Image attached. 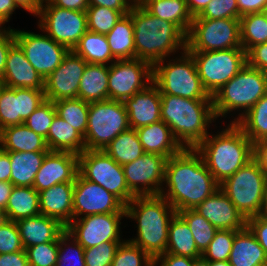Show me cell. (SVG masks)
<instances>
[{
  "label": "cell",
  "mask_w": 267,
  "mask_h": 266,
  "mask_svg": "<svg viewBox=\"0 0 267 266\" xmlns=\"http://www.w3.org/2000/svg\"><path fill=\"white\" fill-rule=\"evenodd\" d=\"M164 182L168 189H162L160 195L176 212L195 209L220 188L201 155L195 149L188 148L168 158Z\"/></svg>",
  "instance_id": "6da1fadb"
},
{
  "label": "cell",
  "mask_w": 267,
  "mask_h": 266,
  "mask_svg": "<svg viewBox=\"0 0 267 266\" xmlns=\"http://www.w3.org/2000/svg\"><path fill=\"white\" fill-rule=\"evenodd\" d=\"M216 120L212 99H188L161 94V120L170 127L182 148L195 149L209 136Z\"/></svg>",
  "instance_id": "7a4b0ae2"
},
{
  "label": "cell",
  "mask_w": 267,
  "mask_h": 266,
  "mask_svg": "<svg viewBox=\"0 0 267 266\" xmlns=\"http://www.w3.org/2000/svg\"><path fill=\"white\" fill-rule=\"evenodd\" d=\"M134 27L135 58L152 66L186 50V35L172 22L150 14L141 4H134L128 13Z\"/></svg>",
  "instance_id": "3957f363"
},
{
  "label": "cell",
  "mask_w": 267,
  "mask_h": 266,
  "mask_svg": "<svg viewBox=\"0 0 267 266\" xmlns=\"http://www.w3.org/2000/svg\"><path fill=\"white\" fill-rule=\"evenodd\" d=\"M125 210L126 217L137 223V238L129 241L154 260L166 253L170 220L176 214L172 205L161 195L135 196Z\"/></svg>",
  "instance_id": "277c9868"
},
{
  "label": "cell",
  "mask_w": 267,
  "mask_h": 266,
  "mask_svg": "<svg viewBox=\"0 0 267 266\" xmlns=\"http://www.w3.org/2000/svg\"><path fill=\"white\" fill-rule=\"evenodd\" d=\"M195 150L219 184L253 159V143L236 123L216 135L209 133Z\"/></svg>",
  "instance_id": "5b68a950"
},
{
  "label": "cell",
  "mask_w": 267,
  "mask_h": 266,
  "mask_svg": "<svg viewBox=\"0 0 267 266\" xmlns=\"http://www.w3.org/2000/svg\"><path fill=\"white\" fill-rule=\"evenodd\" d=\"M266 93L267 72L246 64L212 96L216 120L220 116L227 117V114L233 110L236 113L237 110L242 113L230 121V123H236Z\"/></svg>",
  "instance_id": "8992f818"
},
{
  "label": "cell",
  "mask_w": 267,
  "mask_h": 266,
  "mask_svg": "<svg viewBox=\"0 0 267 266\" xmlns=\"http://www.w3.org/2000/svg\"><path fill=\"white\" fill-rule=\"evenodd\" d=\"M178 57L169 59L166 64V59H163L153 65L152 82L160 94L188 99H212L202 85L192 55L185 50Z\"/></svg>",
  "instance_id": "52a82bcc"
},
{
  "label": "cell",
  "mask_w": 267,
  "mask_h": 266,
  "mask_svg": "<svg viewBox=\"0 0 267 266\" xmlns=\"http://www.w3.org/2000/svg\"><path fill=\"white\" fill-rule=\"evenodd\" d=\"M267 184V173L252 159L232 176L226 178L220 189L246 219L257 216Z\"/></svg>",
  "instance_id": "ba28073f"
},
{
  "label": "cell",
  "mask_w": 267,
  "mask_h": 266,
  "mask_svg": "<svg viewBox=\"0 0 267 266\" xmlns=\"http://www.w3.org/2000/svg\"><path fill=\"white\" fill-rule=\"evenodd\" d=\"M130 128L124 103L104 100L89 104L85 150H104L120 133Z\"/></svg>",
  "instance_id": "9c48e42d"
},
{
  "label": "cell",
  "mask_w": 267,
  "mask_h": 266,
  "mask_svg": "<svg viewBox=\"0 0 267 266\" xmlns=\"http://www.w3.org/2000/svg\"><path fill=\"white\" fill-rule=\"evenodd\" d=\"M241 47L240 19H193L186 35L188 52L219 51Z\"/></svg>",
  "instance_id": "30bf717a"
},
{
  "label": "cell",
  "mask_w": 267,
  "mask_h": 266,
  "mask_svg": "<svg viewBox=\"0 0 267 266\" xmlns=\"http://www.w3.org/2000/svg\"><path fill=\"white\" fill-rule=\"evenodd\" d=\"M189 53L196 63L202 85L210 96L247 64L246 51L242 47Z\"/></svg>",
  "instance_id": "8fae6325"
},
{
  "label": "cell",
  "mask_w": 267,
  "mask_h": 266,
  "mask_svg": "<svg viewBox=\"0 0 267 266\" xmlns=\"http://www.w3.org/2000/svg\"><path fill=\"white\" fill-rule=\"evenodd\" d=\"M79 174L115 195L125 206L135 197L129 190L124 170L103 150H84L78 155Z\"/></svg>",
  "instance_id": "7c38bea8"
},
{
  "label": "cell",
  "mask_w": 267,
  "mask_h": 266,
  "mask_svg": "<svg viewBox=\"0 0 267 266\" xmlns=\"http://www.w3.org/2000/svg\"><path fill=\"white\" fill-rule=\"evenodd\" d=\"M37 16L41 31L69 50H73L88 31L86 11L64 9L46 1L41 3Z\"/></svg>",
  "instance_id": "4fadbf2b"
},
{
  "label": "cell",
  "mask_w": 267,
  "mask_h": 266,
  "mask_svg": "<svg viewBox=\"0 0 267 266\" xmlns=\"http://www.w3.org/2000/svg\"><path fill=\"white\" fill-rule=\"evenodd\" d=\"M153 81V66L138 58L115 60L109 65L108 99L124 102Z\"/></svg>",
  "instance_id": "5bb4252c"
},
{
  "label": "cell",
  "mask_w": 267,
  "mask_h": 266,
  "mask_svg": "<svg viewBox=\"0 0 267 266\" xmlns=\"http://www.w3.org/2000/svg\"><path fill=\"white\" fill-rule=\"evenodd\" d=\"M16 43L24 51L29 63L45 80L63 61L69 49L47 34L14 29Z\"/></svg>",
  "instance_id": "9a60e30c"
},
{
  "label": "cell",
  "mask_w": 267,
  "mask_h": 266,
  "mask_svg": "<svg viewBox=\"0 0 267 266\" xmlns=\"http://www.w3.org/2000/svg\"><path fill=\"white\" fill-rule=\"evenodd\" d=\"M126 212L93 214L73 219L66 231L84 248H91L107 241H124L120 238V220Z\"/></svg>",
  "instance_id": "2e32d148"
},
{
  "label": "cell",
  "mask_w": 267,
  "mask_h": 266,
  "mask_svg": "<svg viewBox=\"0 0 267 266\" xmlns=\"http://www.w3.org/2000/svg\"><path fill=\"white\" fill-rule=\"evenodd\" d=\"M168 158L145 152L133 162L124 164V176L129 190L135 196L160 195L164 188ZM163 186V187H161Z\"/></svg>",
  "instance_id": "e0dca14e"
},
{
  "label": "cell",
  "mask_w": 267,
  "mask_h": 266,
  "mask_svg": "<svg viewBox=\"0 0 267 266\" xmlns=\"http://www.w3.org/2000/svg\"><path fill=\"white\" fill-rule=\"evenodd\" d=\"M115 212H126L125 205L99 184L83 178L78 173L74 182L73 219Z\"/></svg>",
  "instance_id": "ac0fdd59"
},
{
  "label": "cell",
  "mask_w": 267,
  "mask_h": 266,
  "mask_svg": "<svg viewBox=\"0 0 267 266\" xmlns=\"http://www.w3.org/2000/svg\"><path fill=\"white\" fill-rule=\"evenodd\" d=\"M44 89L0 87V131L24 123L45 101Z\"/></svg>",
  "instance_id": "d6986e66"
},
{
  "label": "cell",
  "mask_w": 267,
  "mask_h": 266,
  "mask_svg": "<svg viewBox=\"0 0 267 266\" xmlns=\"http://www.w3.org/2000/svg\"><path fill=\"white\" fill-rule=\"evenodd\" d=\"M87 62L73 50L64 56L62 63L45 80V99L58 101L78 97V88Z\"/></svg>",
  "instance_id": "ffe728a7"
},
{
  "label": "cell",
  "mask_w": 267,
  "mask_h": 266,
  "mask_svg": "<svg viewBox=\"0 0 267 266\" xmlns=\"http://www.w3.org/2000/svg\"><path fill=\"white\" fill-rule=\"evenodd\" d=\"M78 173V154L49 150L35 176L33 188L41 192L58 183H74Z\"/></svg>",
  "instance_id": "44dd1931"
},
{
  "label": "cell",
  "mask_w": 267,
  "mask_h": 266,
  "mask_svg": "<svg viewBox=\"0 0 267 266\" xmlns=\"http://www.w3.org/2000/svg\"><path fill=\"white\" fill-rule=\"evenodd\" d=\"M194 210L217 230H241L247 224V219L220 188Z\"/></svg>",
  "instance_id": "7402d4cb"
},
{
  "label": "cell",
  "mask_w": 267,
  "mask_h": 266,
  "mask_svg": "<svg viewBox=\"0 0 267 266\" xmlns=\"http://www.w3.org/2000/svg\"><path fill=\"white\" fill-rule=\"evenodd\" d=\"M123 103L130 128L136 130L161 120V94L153 82Z\"/></svg>",
  "instance_id": "603a6c76"
},
{
  "label": "cell",
  "mask_w": 267,
  "mask_h": 266,
  "mask_svg": "<svg viewBox=\"0 0 267 266\" xmlns=\"http://www.w3.org/2000/svg\"><path fill=\"white\" fill-rule=\"evenodd\" d=\"M1 82L3 86L9 88L44 89V79L29 63L17 43L8 52Z\"/></svg>",
  "instance_id": "cb8c5ba5"
},
{
  "label": "cell",
  "mask_w": 267,
  "mask_h": 266,
  "mask_svg": "<svg viewBox=\"0 0 267 266\" xmlns=\"http://www.w3.org/2000/svg\"><path fill=\"white\" fill-rule=\"evenodd\" d=\"M73 192L74 183H58L39 192L41 214L66 227L73 220Z\"/></svg>",
  "instance_id": "d4e9b609"
},
{
  "label": "cell",
  "mask_w": 267,
  "mask_h": 266,
  "mask_svg": "<svg viewBox=\"0 0 267 266\" xmlns=\"http://www.w3.org/2000/svg\"><path fill=\"white\" fill-rule=\"evenodd\" d=\"M23 248L45 242L59 241V236L66 230L58 220L39 214L16 221Z\"/></svg>",
  "instance_id": "484cf974"
},
{
  "label": "cell",
  "mask_w": 267,
  "mask_h": 266,
  "mask_svg": "<svg viewBox=\"0 0 267 266\" xmlns=\"http://www.w3.org/2000/svg\"><path fill=\"white\" fill-rule=\"evenodd\" d=\"M144 152L170 158L183 148L174 138L171 129L162 120L136 129Z\"/></svg>",
  "instance_id": "4316f807"
},
{
  "label": "cell",
  "mask_w": 267,
  "mask_h": 266,
  "mask_svg": "<svg viewBox=\"0 0 267 266\" xmlns=\"http://www.w3.org/2000/svg\"><path fill=\"white\" fill-rule=\"evenodd\" d=\"M231 266H267V254L246 226L238 230L229 257Z\"/></svg>",
  "instance_id": "83f0119b"
},
{
  "label": "cell",
  "mask_w": 267,
  "mask_h": 266,
  "mask_svg": "<svg viewBox=\"0 0 267 266\" xmlns=\"http://www.w3.org/2000/svg\"><path fill=\"white\" fill-rule=\"evenodd\" d=\"M0 148L5 152H48L44 137L24 123L0 131Z\"/></svg>",
  "instance_id": "f1b7e54d"
},
{
  "label": "cell",
  "mask_w": 267,
  "mask_h": 266,
  "mask_svg": "<svg viewBox=\"0 0 267 266\" xmlns=\"http://www.w3.org/2000/svg\"><path fill=\"white\" fill-rule=\"evenodd\" d=\"M109 65L87 63L81 77L78 98L88 102L108 99Z\"/></svg>",
  "instance_id": "f546056e"
},
{
  "label": "cell",
  "mask_w": 267,
  "mask_h": 266,
  "mask_svg": "<svg viewBox=\"0 0 267 266\" xmlns=\"http://www.w3.org/2000/svg\"><path fill=\"white\" fill-rule=\"evenodd\" d=\"M45 140L50 151H65L79 155L85 150L84 137L57 114Z\"/></svg>",
  "instance_id": "4dcf8cb0"
},
{
  "label": "cell",
  "mask_w": 267,
  "mask_h": 266,
  "mask_svg": "<svg viewBox=\"0 0 267 266\" xmlns=\"http://www.w3.org/2000/svg\"><path fill=\"white\" fill-rule=\"evenodd\" d=\"M11 162L10 182L14 186L33 187L35 176L47 152H8Z\"/></svg>",
  "instance_id": "1f68e13d"
},
{
  "label": "cell",
  "mask_w": 267,
  "mask_h": 266,
  "mask_svg": "<svg viewBox=\"0 0 267 266\" xmlns=\"http://www.w3.org/2000/svg\"><path fill=\"white\" fill-rule=\"evenodd\" d=\"M141 5L150 14L172 22L187 35L193 17L188 11L186 0H144Z\"/></svg>",
  "instance_id": "d6a6232c"
},
{
  "label": "cell",
  "mask_w": 267,
  "mask_h": 266,
  "mask_svg": "<svg viewBox=\"0 0 267 266\" xmlns=\"http://www.w3.org/2000/svg\"><path fill=\"white\" fill-rule=\"evenodd\" d=\"M39 214V192L33 187L14 186L2 218L16 222Z\"/></svg>",
  "instance_id": "836d02e7"
},
{
  "label": "cell",
  "mask_w": 267,
  "mask_h": 266,
  "mask_svg": "<svg viewBox=\"0 0 267 266\" xmlns=\"http://www.w3.org/2000/svg\"><path fill=\"white\" fill-rule=\"evenodd\" d=\"M166 253L192 259L201 257L186 221L176 212L170 220Z\"/></svg>",
  "instance_id": "e575fe53"
},
{
  "label": "cell",
  "mask_w": 267,
  "mask_h": 266,
  "mask_svg": "<svg viewBox=\"0 0 267 266\" xmlns=\"http://www.w3.org/2000/svg\"><path fill=\"white\" fill-rule=\"evenodd\" d=\"M105 36L116 60L135 58L134 27L129 14L124 15Z\"/></svg>",
  "instance_id": "d590c367"
},
{
  "label": "cell",
  "mask_w": 267,
  "mask_h": 266,
  "mask_svg": "<svg viewBox=\"0 0 267 266\" xmlns=\"http://www.w3.org/2000/svg\"><path fill=\"white\" fill-rule=\"evenodd\" d=\"M73 51L87 63L111 65L116 60L106 36L89 30L80 38Z\"/></svg>",
  "instance_id": "8d00e7d4"
},
{
  "label": "cell",
  "mask_w": 267,
  "mask_h": 266,
  "mask_svg": "<svg viewBox=\"0 0 267 266\" xmlns=\"http://www.w3.org/2000/svg\"><path fill=\"white\" fill-rule=\"evenodd\" d=\"M103 151L121 166L135 161L145 153L138 134L133 128L120 133Z\"/></svg>",
  "instance_id": "74e56055"
},
{
  "label": "cell",
  "mask_w": 267,
  "mask_h": 266,
  "mask_svg": "<svg viewBox=\"0 0 267 266\" xmlns=\"http://www.w3.org/2000/svg\"><path fill=\"white\" fill-rule=\"evenodd\" d=\"M236 124L253 144L267 139V93Z\"/></svg>",
  "instance_id": "f35d334b"
},
{
  "label": "cell",
  "mask_w": 267,
  "mask_h": 266,
  "mask_svg": "<svg viewBox=\"0 0 267 266\" xmlns=\"http://www.w3.org/2000/svg\"><path fill=\"white\" fill-rule=\"evenodd\" d=\"M88 102L80 98L61 99L54 102L57 115L71 125L83 137L88 125Z\"/></svg>",
  "instance_id": "ab89813d"
},
{
  "label": "cell",
  "mask_w": 267,
  "mask_h": 266,
  "mask_svg": "<svg viewBox=\"0 0 267 266\" xmlns=\"http://www.w3.org/2000/svg\"><path fill=\"white\" fill-rule=\"evenodd\" d=\"M241 47L246 53L253 47L267 42V21L263 12L240 17Z\"/></svg>",
  "instance_id": "60d3db41"
},
{
  "label": "cell",
  "mask_w": 267,
  "mask_h": 266,
  "mask_svg": "<svg viewBox=\"0 0 267 266\" xmlns=\"http://www.w3.org/2000/svg\"><path fill=\"white\" fill-rule=\"evenodd\" d=\"M189 226L197 249L203 253L214 238L217 229L194 209L177 212Z\"/></svg>",
  "instance_id": "b9f144b4"
},
{
  "label": "cell",
  "mask_w": 267,
  "mask_h": 266,
  "mask_svg": "<svg viewBox=\"0 0 267 266\" xmlns=\"http://www.w3.org/2000/svg\"><path fill=\"white\" fill-rule=\"evenodd\" d=\"M88 30L106 35L124 16L120 11L103 6H89L86 10Z\"/></svg>",
  "instance_id": "7bdbcfd3"
},
{
  "label": "cell",
  "mask_w": 267,
  "mask_h": 266,
  "mask_svg": "<svg viewBox=\"0 0 267 266\" xmlns=\"http://www.w3.org/2000/svg\"><path fill=\"white\" fill-rule=\"evenodd\" d=\"M111 266H155V260L127 239L118 246Z\"/></svg>",
  "instance_id": "ee69618b"
},
{
  "label": "cell",
  "mask_w": 267,
  "mask_h": 266,
  "mask_svg": "<svg viewBox=\"0 0 267 266\" xmlns=\"http://www.w3.org/2000/svg\"><path fill=\"white\" fill-rule=\"evenodd\" d=\"M72 238L66 230L59 236L56 266H86L84 248ZM70 240L71 242H69Z\"/></svg>",
  "instance_id": "f6af8a7d"
},
{
  "label": "cell",
  "mask_w": 267,
  "mask_h": 266,
  "mask_svg": "<svg viewBox=\"0 0 267 266\" xmlns=\"http://www.w3.org/2000/svg\"><path fill=\"white\" fill-rule=\"evenodd\" d=\"M237 231L217 230L201 257L207 261H228Z\"/></svg>",
  "instance_id": "bcb514c9"
},
{
  "label": "cell",
  "mask_w": 267,
  "mask_h": 266,
  "mask_svg": "<svg viewBox=\"0 0 267 266\" xmlns=\"http://www.w3.org/2000/svg\"><path fill=\"white\" fill-rule=\"evenodd\" d=\"M57 114L53 101L45 100L24 122L33 132L46 139L49 127Z\"/></svg>",
  "instance_id": "7dc6e473"
},
{
  "label": "cell",
  "mask_w": 267,
  "mask_h": 266,
  "mask_svg": "<svg viewBox=\"0 0 267 266\" xmlns=\"http://www.w3.org/2000/svg\"><path fill=\"white\" fill-rule=\"evenodd\" d=\"M29 266H56L58 241L45 242L25 249Z\"/></svg>",
  "instance_id": "c3c4849f"
},
{
  "label": "cell",
  "mask_w": 267,
  "mask_h": 266,
  "mask_svg": "<svg viewBox=\"0 0 267 266\" xmlns=\"http://www.w3.org/2000/svg\"><path fill=\"white\" fill-rule=\"evenodd\" d=\"M123 241H107L84 249L86 266H111L115 252Z\"/></svg>",
  "instance_id": "681fc988"
},
{
  "label": "cell",
  "mask_w": 267,
  "mask_h": 266,
  "mask_svg": "<svg viewBox=\"0 0 267 266\" xmlns=\"http://www.w3.org/2000/svg\"><path fill=\"white\" fill-rule=\"evenodd\" d=\"M24 250L16 222L0 218V254Z\"/></svg>",
  "instance_id": "f907efd6"
},
{
  "label": "cell",
  "mask_w": 267,
  "mask_h": 266,
  "mask_svg": "<svg viewBox=\"0 0 267 266\" xmlns=\"http://www.w3.org/2000/svg\"><path fill=\"white\" fill-rule=\"evenodd\" d=\"M239 19L237 0H211L206 8L193 19Z\"/></svg>",
  "instance_id": "816d5d0a"
},
{
  "label": "cell",
  "mask_w": 267,
  "mask_h": 266,
  "mask_svg": "<svg viewBox=\"0 0 267 266\" xmlns=\"http://www.w3.org/2000/svg\"><path fill=\"white\" fill-rule=\"evenodd\" d=\"M246 59L249 66L267 72V42L253 46L246 53Z\"/></svg>",
  "instance_id": "f5cc1de1"
},
{
  "label": "cell",
  "mask_w": 267,
  "mask_h": 266,
  "mask_svg": "<svg viewBox=\"0 0 267 266\" xmlns=\"http://www.w3.org/2000/svg\"><path fill=\"white\" fill-rule=\"evenodd\" d=\"M246 226L267 254V218L261 216L250 217L247 219Z\"/></svg>",
  "instance_id": "db71d44e"
},
{
  "label": "cell",
  "mask_w": 267,
  "mask_h": 266,
  "mask_svg": "<svg viewBox=\"0 0 267 266\" xmlns=\"http://www.w3.org/2000/svg\"><path fill=\"white\" fill-rule=\"evenodd\" d=\"M15 43L14 29L0 28V79L3 77L8 52Z\"/></svg>",
  "instance_id": "11a10c76"
},
{
  "label": "cell",
  "mask_w": 267,
  "mask_h": 266,
  "mask_svg": "<svg viewBox=\"0 0 267 266\" xmlns=\"http://www.w3.org/2000/svg\"><path fill=\"white\" fill-rule=\"evenodd\" d=\"M89 6H103L120 11L123 15L128 14L134 4L131 0H88Z\"/></svg>",
  "instance_id": "9f6ffc18"
},
{
  "label": "cell",
  "mask_w": 267,
  "mask_h": 266,
  "mask_svg": "<svg viewBox=\"0 0 267 266\" xmlns=\"http://www.w3.org/2000/svg\"><path fill=\"white\" fill-rule=\"evenodd\" d=\"M194 260L189 257L164 253L155 259V266H193Z\"/></svg>",
  "instance_id": "6f0895ef"
},
{
  "label": "cell",
  "mask_w": 267,
  "mask_h": 266,
  "mask_svg": "<svg viewBox=\"0 0 267 266\" xmlns=\"http://www.w3.org/2000/svg\"><path fill=\"white\" fill-rule=\"evenodd\" d=\"M239 19L241 16L263 12L267 8V0H237Z\"/></svg>",
  "instance_id": "680465c9"
},
{
  "label": "cell",
  "mask_w": 267,
  "mask_h": 266,
  "mask_svg": "<svg viewBox=\"0 0 267 266\" xmlns=\"http://www.w3.org/2000/svg\"><path fill=\"white\" fill-rule=\"evenodd\" d=\"M0 266H29L25 249L18 252L0 254Z\"/></svg>",
  "instance_id": "91938a15"
},
{
  "label": "cell",
  "mask_w": 267,
  "mask_h": 266,
  "mask_svg": "<svg viewBox=\"0 0 267 266\" xmlns=\"http://www.w3.org/2000/svg\"><path fill=\"white\" fill-rule=\"evenodd\" d=\"M253 159L267 173V139L253 144Z\"/></svg>",
  "instance_id": "94428289"
},
{
  "label": "cell",
  "mask_w": 267,
  "mask_h": 266,
  "mask_svg": "<svg viewBox=\"0 0 267 266\" xmlns=\"http://www.w3.org/2000/svg\"><path fill=\"white\" fill-rule=\"evenodd\" d=\"M52 5L64 9L86 11L89 7L88 0H50Z\"/></svg>",
  "instance_id": "6125c7cd"
},
{
  "label": "cell",
  "mask_w": 267,
  "mask_h": 266,
  "mask_svg": "<svg viewBox=\"0 0 267 266\" xmlns=\"http://www.w3.org/2000/svg\"><path fill=\"white\" fill-rule=\"evenodd\" d=\"M11 162L9 153L0 148V181L10 182Z\"/></svg>",
  "instance_id": "be15d7a7"
},
{
  "label": "cell",
  "mask_w": 267,
  "mask_h": 266,
  "mask_svg": "<svg viewBox=\"0 0 267 266\" xmlns=\"http://www.w3.org/2000/svg\"><path fill=\"white\" fill-rule=\"evenodd\" d=\"M18 7L13 0H0V21L5 25Z\"/></svg>",
  "instance_id": "e7e4bbea"
},
{
  "label": "cell",
  "mask_w": 267,
  "mask_h": 266,
  "mask_svg": "<svg viewBox=\"0 0 267 266\" xmlns=\"http://www.w3.org/2000/svg\"><path fill=\"white\" fill-rule=\"evenodd\" d=\"M14 185L11 182L0 181V215L5 213L9 196Z\"/></svg>",
  "instance_id": "03108f58"
},
{
  "label": "cell",
  "mask_w": 267,
  "mask_h": 266,
  "mask_svg": "<svg viewBox=\"0 0 267 266\" xmlns=\"http://www.w3.org/2000/svg\"><path fill=\"white\" fill-rule=\"evenodd\" d=\"M15 5L37 16L41 3L39 0H13Z\"/></svg>",
  "instance_id": "003e7915"
},
{
  "label": "cell",
  "mask_w": 267,
  "mask_h": 266,
  "mask_svg": "<svg viewBox=\"0 0 267 266\" xmlns=\"http://www.w3.org/2000/svg\"><path fill=\"white\" fill-rule=\"evenodd\" d=\"M211 0H186L187 8L192 17L198 16Z\"/></svg>",
  "instance_id": "a7ac6f4b"
},
{
  "label": "cell",
  "mask_w": 267,
  "mask_h": 266,
  "mask_svg": "<svg viewBox=\"0 0 267 266\" xmlns=\"http://www.w3.org/2000/svg\"><path fill=\"white\" fill-rule=\"evenodd\" d=\"M257 216L267 218V184L265 187V193H264V197H263V201H262V206H261V209H260L259 214Z\"/></svg>",
  "instance_id": "89a4df30"
},
{
  "label": "cell",
  "mask_w": 267,
  "mask_h": 266,
  "mask_svg": "<svg viewBox=\"0 0 267 266\" xmlns=\"http://www.w3.org/2000/svg\"><path fill=\"white\" fill-rule=\"evenodd\" d=\"M193 266H209L208 261L200 257L193 261Z\"/></svg>",
  "instance_id": "2644e50d"
},
{
  "label": "cell",
  "mask_w": 267,
  "mask_h": 266,
  "mask_svg": "<svg viewBox=\"0 0 267 266\" xmlns=\"http://www.w3.org/2000/svg\"><path fill=\"white\" fill-rule=\"evenodd\" d=\"M209 266H231L229 261H208Z\"/></svg>",
  "instance_id": "8c879c8a"
},
{
  "label": "cell",
  "mask_w": 267,
  "mask_h": 266,
  "mask_svg": "<svg viewBox=\"0 0 267 266\" xmlns=\"http://www.w3.org/2000/svg\"><path fill=\"white\" fill-rule=\"evenodd\" d=\"M133 4H141L144 0H131Z\"/></svg>",
  "instance_id": "753ad0ef"
},
{
  "label": "cell",
  "mask_w": 267,
  "mask_h": 266,
  "mask_svg": "<svg viewBox=\"0 0 267 266\" xmlns=\"http://www.w3.org/2000/svg\"><path fill=\"white\" fill-rule=\"evenodd\" d=\"M263 13L265 14V18H266V21H267V8L263 11Z\"/></svg>",
  "instance_id": "34e18365"
},
{
  "label": "cell",
  "mask_w": 267,
  "mask_h": 266,
  "mask_svg": "<svg viewBox=\"0 0 267 266\" xmlns=\"http://www.w3.org/2000/svg\"><path fill=\"white\" fill-rule=\"evenodd\" d=\"M39 1H40V3H44V2L50 1V0H39Z\"/></svg>",
  "instance_id": "11e5206c"
},
{
  "label": "cell",
  "mask_w": 267,
  "mask_h": 266,
  "mask_svg": "<svg viewBox=\"0 0 267 266\" xmlns=\"http://www.w3.org/2000/svg\"><path fill=\"white\" fill-rule=\"evenodd\" d=\"M4 26V24L0 21V28H2Z\"/></svg>",
  "instance_id": "2a66077c"
}]
</instances>
